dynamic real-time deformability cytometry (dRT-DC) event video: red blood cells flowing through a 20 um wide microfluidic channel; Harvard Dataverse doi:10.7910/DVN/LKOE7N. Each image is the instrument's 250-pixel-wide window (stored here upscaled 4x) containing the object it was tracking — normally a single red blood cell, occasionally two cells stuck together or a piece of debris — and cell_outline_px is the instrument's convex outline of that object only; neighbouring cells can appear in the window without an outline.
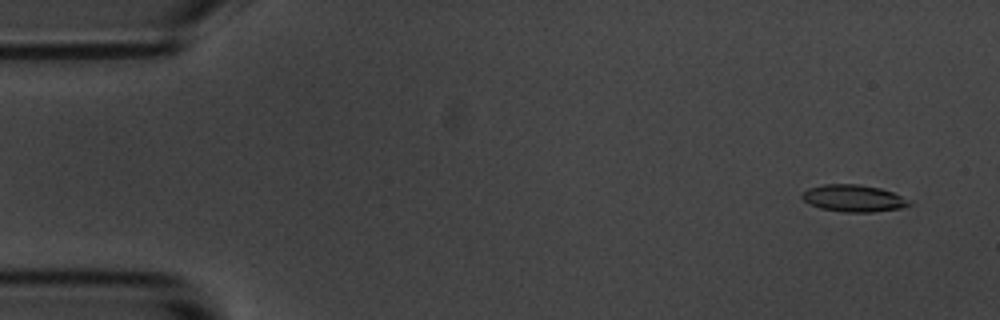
{"species": "common noctule bat (a hibernating species)", "species_latin": "Nyctalus noctula", "temperature_condition": "room temperature", "stored_images_in_passage": 5, "camera_frame_rate_fps": 3000, "um_per_image_px": 0.085, "animal": {"sex": "male", "body_mass_g": 20.1, "forearm_length_mm": 53.5}, "frame": {"image": 1, "passage_image": 1, "time_ms": 0.0, "image_size_px": [1000, 320], "cell_outline_px": [[912, 204], [900, 208], [872, 212], [844, 212], [820, 208], [804, 200], [800, 196], [808, 188], [824, 184], [860, 184], [880, 188], [892, 192], [900, 196]], "centroid_in_image_um": [72.52, 16.85], "position_along_channel_um": 12.5, "area_um2": 16.59}}
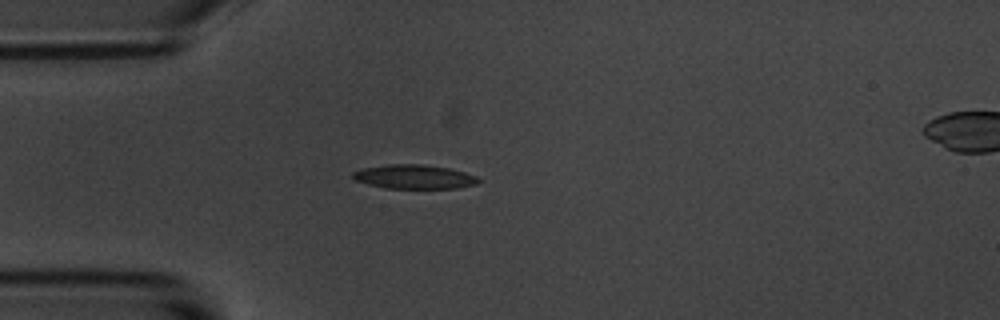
{"frame": {"image": 2, "passage_image": 4, "time_ms": 4.0, "image_size_px": [1000, 320], "cell_outline_px": [[480, 180], [476, 184], [456, 188], [384, 188], [368, 184], [356, 180], [352, 176], [352, 172], [360, 168], [388, 164], [424, 164], [448, 168], [464, 172], [476, 176]], "centroid_in_image_um": [35.17, 15.02], "position_along_channel_um": 49.8, "area_um2": 17.63}}